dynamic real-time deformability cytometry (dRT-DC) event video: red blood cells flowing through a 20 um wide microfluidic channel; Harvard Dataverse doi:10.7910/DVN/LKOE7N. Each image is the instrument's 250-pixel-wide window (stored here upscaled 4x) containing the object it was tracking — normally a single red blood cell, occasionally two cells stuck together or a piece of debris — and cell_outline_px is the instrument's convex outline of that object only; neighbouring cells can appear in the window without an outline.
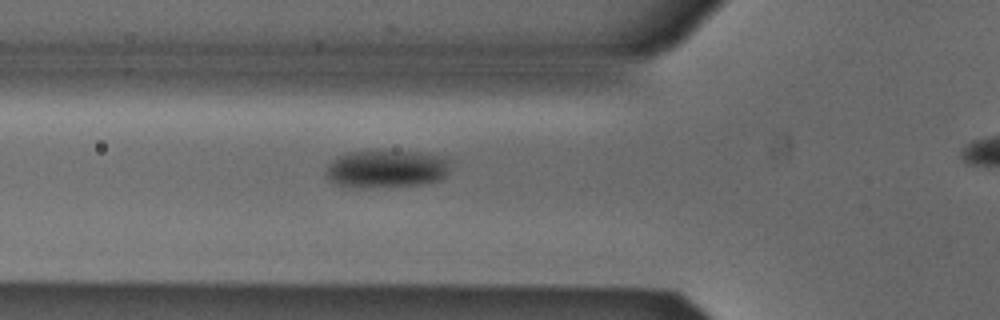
{"species": "Egyptian fruit bat (a non-hibernating species)", "species_latin": "Rousettus aegyptiacus", "temperature_condition": "cold", "stored_images_in_passage": 33, "camera_frame_rate_fps": 3000, "um_per_image_px": 0.085, "animal": {"sex": "male"}, "frame": {"image": 1, "passage_image": 6, "time_ms": 1.667, "image_size_px": [1000, 320], "cell_outline_px": [[448, 164], [444, 176], [440, 180], [424, 184], [360, 188], [348, 188], [332, 184], [328, 180], [324, 172], [328, 164], [336, 156], [348, 152], [416, 152], [444, 156], [448, 160]], "centroid_in_image_um": [32.74, 14.38], "position_along_channel_um": 93.1, "area_um2": 27.4}}
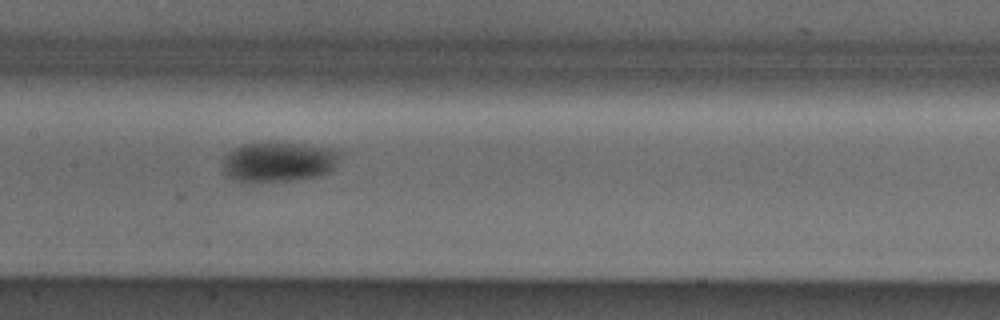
{"frame": {"image": 2, "passage_image": 13, "time_ms": 4.0, "image_size_px": [1000, 320], "cell_outline_px": [[344, 152], [336, 164], [328, 172], [320, 176], [292, 180], [256, 184], [244, 184], [232, 180], [224, 172], [224, 160], [228, 152], [244, 144], [268, 140], [276, 140], [308, 144], [332, 148]], "centroid_in_image_um": [23.69, 13.75], "position_along_channel_um": 183.7, "area_um2": 28.67}}
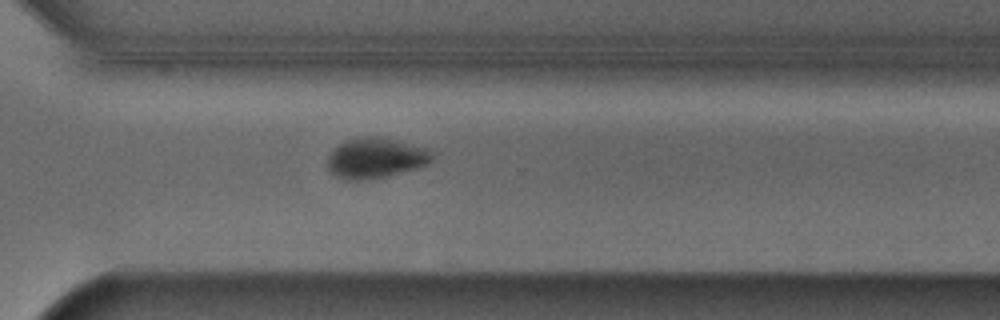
{"frame": {"image": 3, "passage_image": 25, "time_ms": 8.0, "image_size_px": [1000, 320], "cell_outline_px": [[432, 160], [428, 164], [416, 168], [388, 176], [368, 180], [344, 180], [332, 172], [328, 168], [328, 156], [340, 144], [348, 140], [364, 136], [376, 136], [396, 140], [428, 148], [432, 152]], "centroid_in_image_um": [31.96, 13.44], "position_along_channel_um": 338.6, "area_um2": 24.45}}